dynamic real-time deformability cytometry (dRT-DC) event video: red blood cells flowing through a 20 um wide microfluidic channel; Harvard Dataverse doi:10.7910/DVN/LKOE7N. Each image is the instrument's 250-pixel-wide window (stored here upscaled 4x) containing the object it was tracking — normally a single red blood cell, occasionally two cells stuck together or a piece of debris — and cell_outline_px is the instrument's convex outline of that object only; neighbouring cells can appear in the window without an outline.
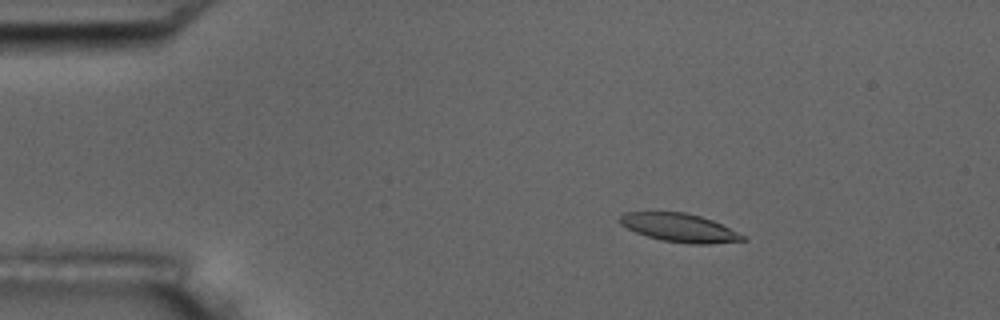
{"species": "common noctule bat (a hibernating species)", "species_latin": "Nyctalus noctula", "temperature_condition": "room temperature", "stored_images_in_passage": 6, "camera_frame_rate_fps": 3000, "um_per_image_px": 0.085, "animal": {"sex": "male", "body_mass_g": 17.5, "forearm_length_mm": 52.3}, "frame": {"image": 1, "passage_image": 3, "time_ms": 2.333, "image_size_px": [1000, 320], "cell_outline_px": [[748, 240], [708, 244], [688, 244], [660, 240], [636, 232], [620, 224], [620, 216], [624, 212], [684, 212], [700, 216], [712, 220], [748, 236]], "centroid_in_image_um": [57.81, 19.36], "position_along_channel_um": 27.2, "area_um2": 20.4}}
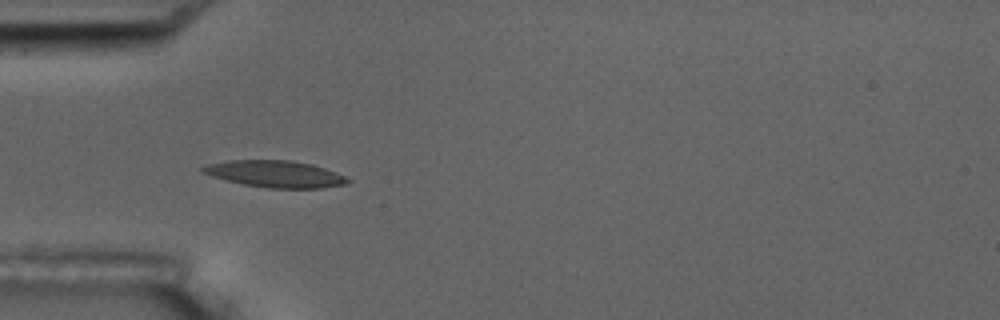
{"frame": {"image": 2, "passage_image": 5, "time_ms": 5.0, "image_size_px": [1000, 320], "cell_outline_px": [[352, 180], [344, 184], [320, 188], [268, 188], [244, 184], [212, 176], [200, 172], [200, 168], [204, 164], [228, 160], [292, 160], [312, 164], [336, 172]], "centroid_in_image_um": [23.35, 14.77], "position_along_channel_um": 61.6, "area_um2": 22.6}}